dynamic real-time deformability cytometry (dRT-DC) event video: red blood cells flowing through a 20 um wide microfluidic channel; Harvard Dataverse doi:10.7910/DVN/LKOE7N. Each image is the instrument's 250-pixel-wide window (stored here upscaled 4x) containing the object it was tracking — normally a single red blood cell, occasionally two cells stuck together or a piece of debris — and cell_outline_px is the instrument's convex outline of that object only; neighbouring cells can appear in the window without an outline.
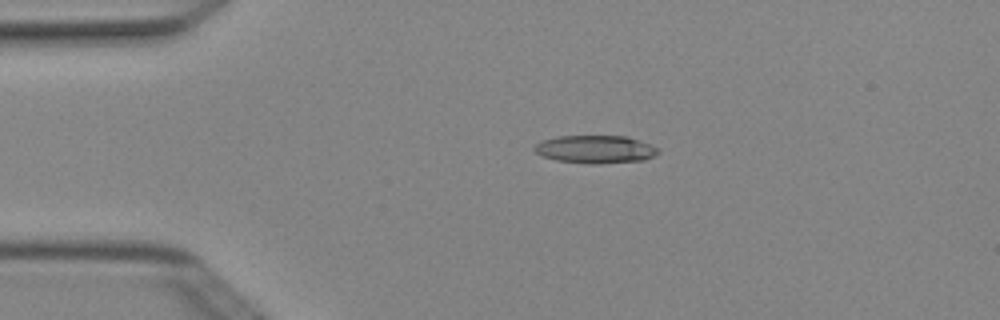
{"species": "Egyptian fruit bat (a non-hibernating species)", "species_latin": "Rousettus aegyptiacus", "temperature_condition": "cold", "stored_images_in_passage": 5, "camera_frame_rate_fps": 3000, "um_per_image_px": 0.085, "animal": {"sex": "female"}, "frame": {"image": 1, "passage_image": 4, "time_ms": 1.0, "image_size_px": [1000, 320], "cell_outline_px": [[660, 152], [656, 156], [644, 160], [596, 164], [588, 164], [556, 160], [544, 156], [536, 152], [532, 148], [536, 144], [544, 140], [556, 136], [628, 136], [660, 148]], "centroid_in_image_um": [50.65, 12.69], "position_along_channel_um": 34.3, "area_um2": 20.23}}